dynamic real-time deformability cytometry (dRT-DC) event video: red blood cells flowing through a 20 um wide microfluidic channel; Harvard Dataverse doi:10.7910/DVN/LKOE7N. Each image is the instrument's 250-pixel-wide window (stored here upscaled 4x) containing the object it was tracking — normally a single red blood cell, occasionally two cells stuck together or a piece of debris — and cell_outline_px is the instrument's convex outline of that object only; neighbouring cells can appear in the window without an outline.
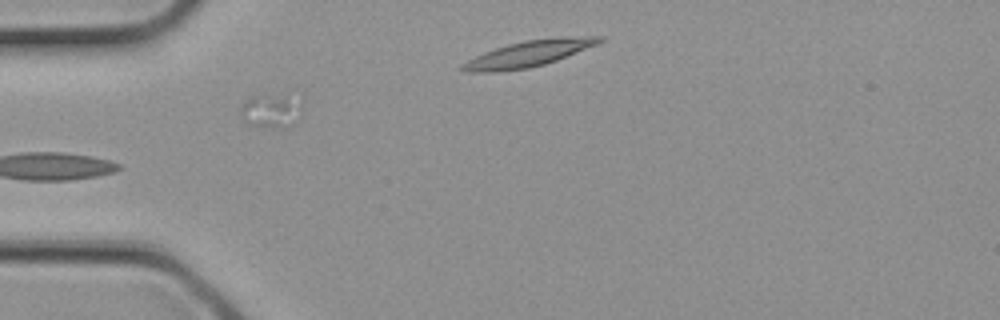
{"species": "common noctule bat (a hibernating species)", "species_latin": "Nyctalus noctula", "temperature_condition": "cold", "stored_images_in_passage": 4, "camera_frame_rate_fps": 3000, "um_per_image_px": 0.085, "animal": {"sex": "female", "body_mass_g": 21.9}, "frame": {"image": 1, "passage_image": 3, "time_ms": 0.667, "image_size_px": [1000, 320], "cell_outline_px": [[304, 108], [300, 116], [292, 124], [284, 128], [272, 128], [252, 124], [244, 120], [240, 112], [240, 108], [244, 100], [248, 96], [304, 96]], "centroid_in_image_um": [23.15, 9.39], "position_along_channel_um": 61.9, "area_um2": 12.48}}